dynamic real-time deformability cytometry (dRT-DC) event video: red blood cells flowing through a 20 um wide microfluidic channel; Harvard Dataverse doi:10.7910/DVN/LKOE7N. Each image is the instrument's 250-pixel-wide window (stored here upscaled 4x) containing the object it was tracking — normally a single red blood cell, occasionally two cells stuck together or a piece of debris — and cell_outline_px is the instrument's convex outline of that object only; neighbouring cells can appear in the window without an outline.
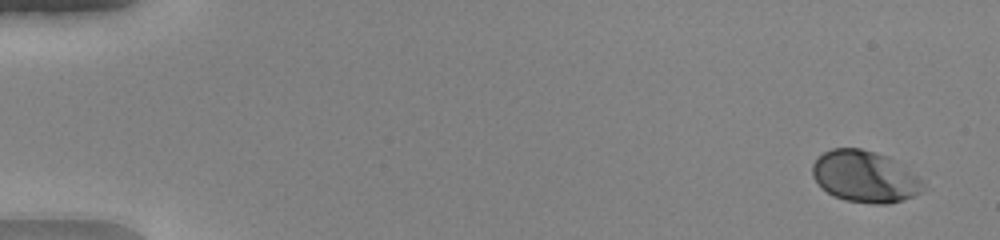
{"species": "human", "species_latin": "Homo sapiens", "temperature_condition": "warm", "stored_images_in_passage": 51, "camera_frame_rate_fps": 3000, "um_per_image_px": 0.085, "donor": {"sex": "female"}, "frame": {"image": 1, "passage_image": 3, "time_ms": 0.667, "image_size_px": [1000, 240], "cell_outline_px": [[928, 188], [904, 200], [888, 204], [872, 204], [844, 200], [832, 196], [820, 188], [812, 176], [812, 164], [824, 152], [832, 148], [860, 148], [876, 152], [888, 156], [924, 180]], "centroid_in_image_um": [73.52, 15.03], "position_along_channel_um": 11.5, "area_um2": 33.76}}
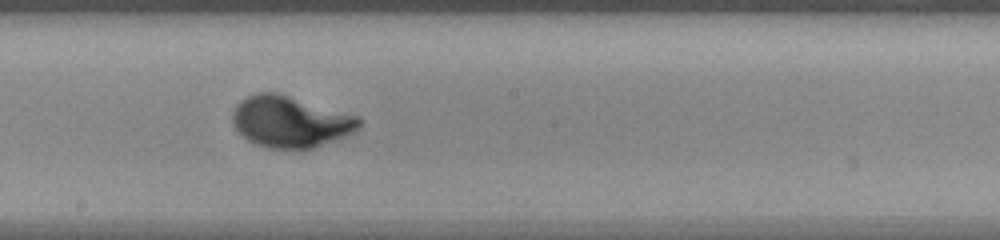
{"frame": {"image": 2, "passage_image": 30, "time_ms": 9.667, "image_size_px": [1000, 240], "cell_outline_px": [[364, 120], [356, 128], [340, 136], [312, 148], [292, 152], [268, 148], [256, 144], [248, 140], [236, 128], [232, 120], [232, 112], [236, 104], [240, 100], [256, 92], [280, 92], [360, 116]], "centroid_in_image_um": [24.64, 10.33], "position_along_channel_um": 223.6, "area_um2": 38.26}}
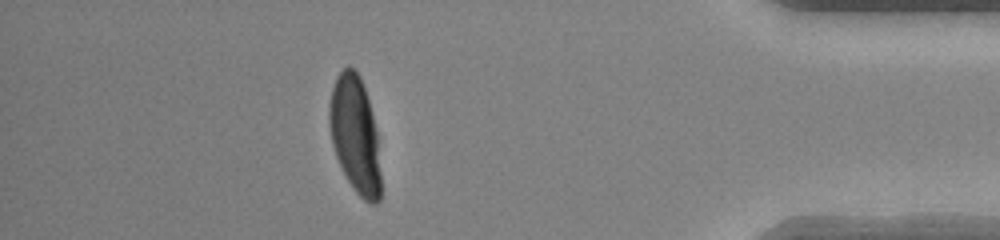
{"frame": {"image": 3, "passage_image": 46, "time_ms": 15.0, "image_size_px": [1000, 240], "cell_outline_px": [[380, 200], [376, 204], [372, 204], [364, 200], [356, 192], [348, 180], [336, 156], [332, 144], [328, 124], [328, 104], [332, 88], [336, 76], [348, 64], [360, 76], [368, 100], [376, 132], [380, 172]], "centroid_in_image_um": [30.15, 11.44], "position_along_channel_um": 405.1, "area_um2": 34.8}, "authors_computed_cell_mechanics": {"area_um2": 34.6222, "velocity_mm_per_s": 4.1124, "shape_relaxation_time_tau1_ms": 2.3511, "shape_relaxation_time_tau2_ms": null, "deformation_change_tau1": 0.1613, "deformation_change_tau2": null}}